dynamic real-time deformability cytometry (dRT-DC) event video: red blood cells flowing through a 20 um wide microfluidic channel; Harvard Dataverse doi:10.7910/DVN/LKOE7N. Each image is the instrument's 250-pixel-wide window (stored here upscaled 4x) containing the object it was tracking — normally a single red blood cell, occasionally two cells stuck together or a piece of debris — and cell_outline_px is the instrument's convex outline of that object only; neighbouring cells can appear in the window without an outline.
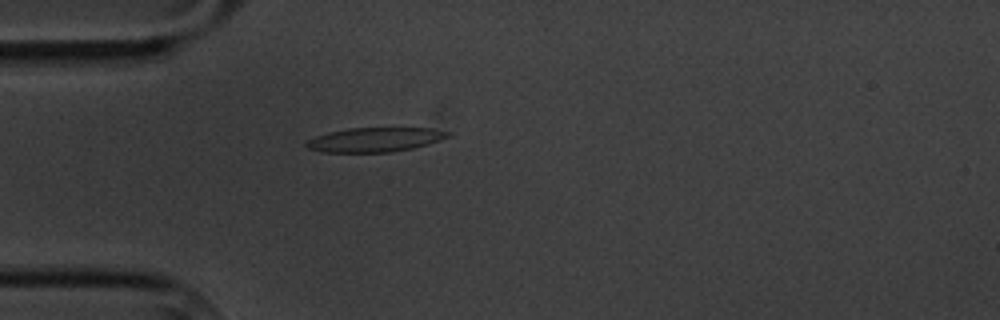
{"species": "common noctule bat (a hibernating species)", "species_latin": "Nyctalus noctula", "temperature_condition": "cold", "stored_images_in_passage": 2, "camera_frame_rate_fps": 3000, "um_per_image_px": 0.085, "animal": {"sex": "male", "body_mass_g": 20.1, "forearm_length_mm": 53.5}, "frame": {"image": 1, "passage_image": 2, "time_ms": 2.0, "image_size_px": [1000, 320], "cell_outline_px": [[448, 136], [440, 140], [428, 144], [412, 148], [392, 152], [320, 152], [308, 148], [304, 144], [304, 140], [328, 132], [348, 128], [432, 128], [448, 132]], "centroid_in_image_um": [31.79, 11.87], "position_along_channel_um": 53.2, "area_um2": 20.06}}